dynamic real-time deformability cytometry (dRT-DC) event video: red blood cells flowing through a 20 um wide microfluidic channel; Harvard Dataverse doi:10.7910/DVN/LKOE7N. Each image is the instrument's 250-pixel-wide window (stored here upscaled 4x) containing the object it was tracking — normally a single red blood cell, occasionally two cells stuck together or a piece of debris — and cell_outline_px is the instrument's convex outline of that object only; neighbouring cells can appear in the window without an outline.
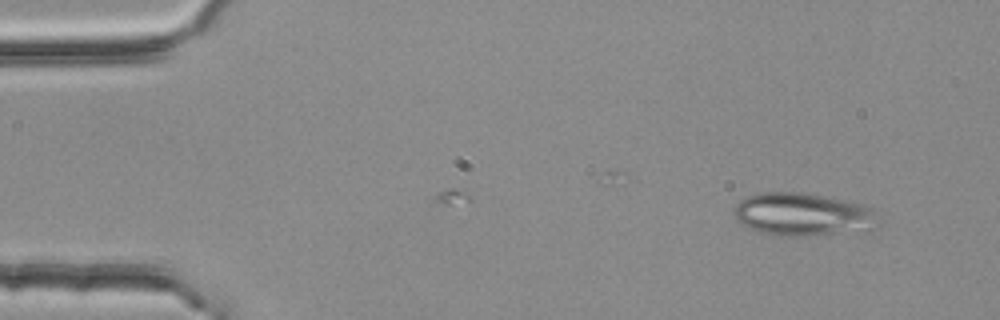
{"species": "common noctule bat (a hibernating species)", "species_latin": "Nyctalus noctula", "temperature_condition": "room temperature", "stored_images_in_passage": 43, "segment_of_instrument_passage": [1, 2], "camera_frame_rate_fps": 3000, "um_per_image_px": 0.085, "animal": {"sex": "female", "body_mass_g": 25.1}, "frame": {"image": 1, "passage_image": 1, "time_ms": 0.0, "image_size_px": [1000, 320], "cell_outline_px": [[884, 224], [880, 228], [868, 232], [804, 236], [780, 236], [760, 232], [736, 220], [732, 212], [736, 204], [740, 200], [748, 196], [760, 192], [804, 192], [844, 200], [868, 208], [884, 220]], "centroid_in_image_um": [68.34, 18.26], "position_along_channel_um": 16.7, "area_um2": 36.93}}